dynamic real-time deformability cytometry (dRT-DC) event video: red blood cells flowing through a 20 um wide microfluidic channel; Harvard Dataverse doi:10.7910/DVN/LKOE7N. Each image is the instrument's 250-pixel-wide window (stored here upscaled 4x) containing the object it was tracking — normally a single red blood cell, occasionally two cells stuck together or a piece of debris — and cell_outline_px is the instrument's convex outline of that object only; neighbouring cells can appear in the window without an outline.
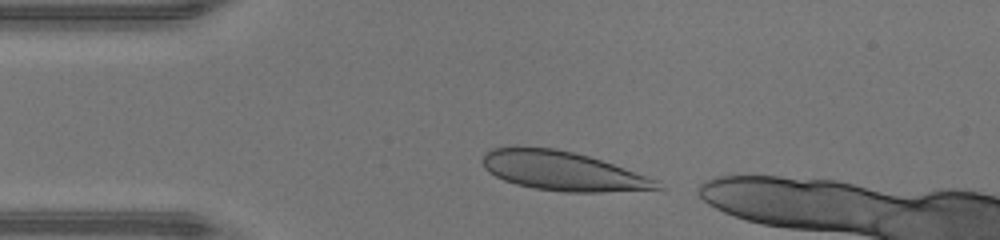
{"species": "human", "species_latin": "Homo sapiens", "temperature_condition": "warm", "stored_images_in_passage": 30, "camera_frame_rate_fps": 3000, "um_per_image_px": 0.085, "donor": {"sex": "male"}, "frame": {"image": 1, "passage_image": 1, "time_ms": 0.0, "image_size_px": [1000, 240], "cell_outline_px": [[668, 188], [664, 192], [564, 192], [532, 188], [516, 184], [504, 180], [488, 172], [484, 168], [480, 160], [484, 152], [488, 148], [516, 144], [556, 148], [588, 156], [612, 164], [656, 180]], "centroid_in_image_um": [47.84, 14.53], "position_along_channel_um": 37.2, "area_um2": 41.33}}
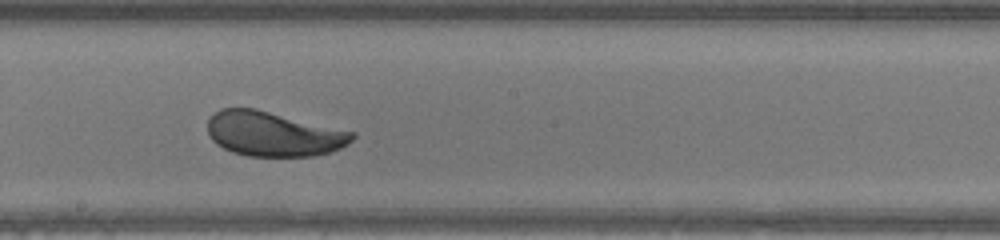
{"frame": {"image": 2, "passage_image": 16, "time_ms": 5.0, "image_size_px": [1000, 240], "cell_outline_px": [[356, 136], [348, 144], [340, 148], [328, 152], [312, 156], [248, 156], [232, 152], [216, 144], [212, 140], [208, 132], [208, 120], [220, 108], [256, 108], [356, 132]], "centroid_in_image_um": [23.25, 11.38], "position_along_channel_um": 224.9, "area_um2": 37.74}}
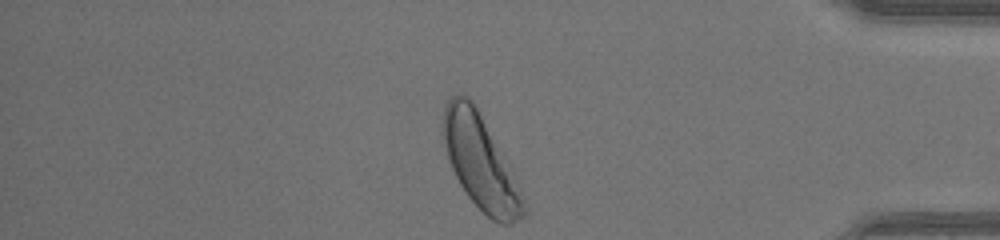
{"frame": {"image": 3, "passage_image": 30, "time_ms": 9.667, "image_size_px": [1000, 240], "cell_outline_px": [[528, 216], [512, 224], [500, 224], [492, 220], [468, 196], [460, 184], [452, 168], [440, 132], [444, 108], [448, 100], [452, 96], [460, 92], [468, 96], [472, 100], [528, 212]], "centroid_in_image_um": [40.73, 13.8], "position_along_channel_um": 394.5, "area_um2": 41.79}, "authors_computed_cell_mechanics": {"area_um2": 38.4659, "velocity_mm_per_s": 4.374, "shape_relaxation_time_tau1_ms": 1.948, "shape_relaxation_time_tau2_ms": null, "deformation_change_tau1": 0.1481, "deformation_change_tau2": null}}